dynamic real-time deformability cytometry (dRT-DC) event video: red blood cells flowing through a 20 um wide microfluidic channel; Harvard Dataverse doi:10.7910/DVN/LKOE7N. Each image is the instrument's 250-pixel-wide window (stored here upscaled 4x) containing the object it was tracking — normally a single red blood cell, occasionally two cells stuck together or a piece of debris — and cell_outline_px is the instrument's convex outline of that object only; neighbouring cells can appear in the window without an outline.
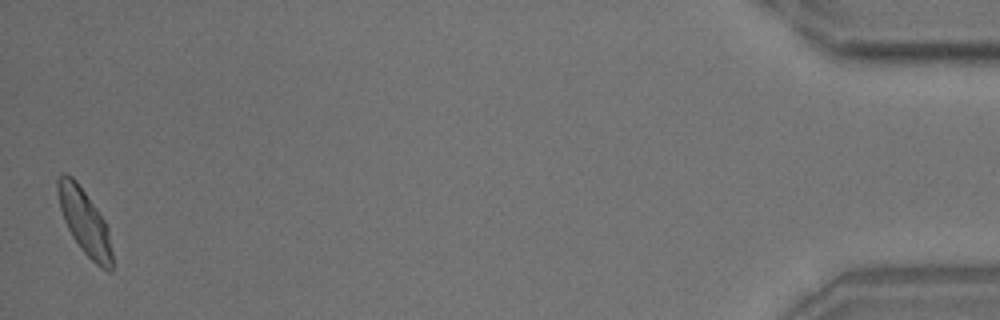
{"species": "common noctule bat (a hibernating species)", "species_latin": "Nyctalus noctula", "temperature_condition": "room temperature", "stored_images_in_passage": 55, "camera_frame_rate_fps": 3000, "um_per_image_px": 0.085, "animal": {"sex": "male", "body_mass_g": 18.8}, "frame": {"image": 1, "passage_image": 55, "time_ms": 18.0, "image_size_px": [1000, 320], "cell_outline_px": [[112, 272], [108, 272], [100, 268], [80, 248], [72, 236], [64, 220], [60, 208], [56, 192], [56, 180], [60, 172], [64, 172], [72, 176], [76, 180], [96, 208], [104, 220], [108, 228], [112, 252]], "centroid_in_image_um": [7.17, 18.83], "position_along_channel_um": 428.0, "area_um2": 20.81}, "authors_computed_cell_mechanics": {"area_um2": 21.2704, "velocity_mm_per_s": 3.6791, "shape_relaxation_time_tau1_ms": 4.765, "shape_relaxation_time_tau2_ms": 0.8752, "deformation_change_tau1": 0.1459, "deformation_change_tau2": 0.0816}}